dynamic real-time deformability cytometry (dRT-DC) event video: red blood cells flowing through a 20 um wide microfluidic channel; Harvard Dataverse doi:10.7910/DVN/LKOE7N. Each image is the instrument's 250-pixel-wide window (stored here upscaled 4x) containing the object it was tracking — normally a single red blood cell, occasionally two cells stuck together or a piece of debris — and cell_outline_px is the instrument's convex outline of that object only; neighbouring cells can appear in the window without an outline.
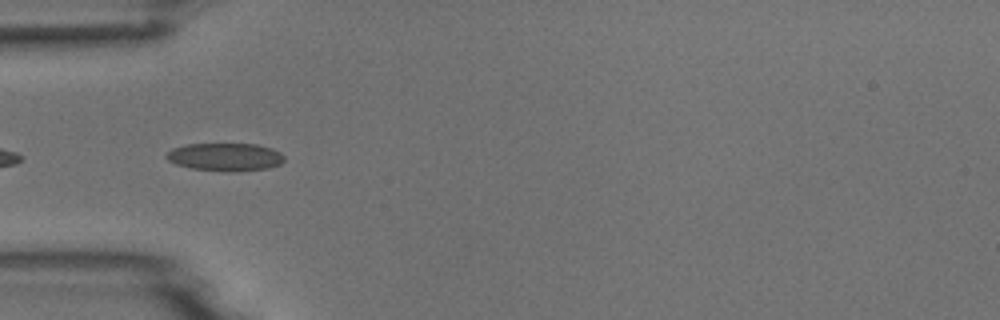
{"species": "common noctule bat (a hibernating species)", "species_latin": "Nyctalus noctula", "temperature_condition": "room temperature", "stored_images_in_passage": 5, "camera_frame_rate_fps": 3000, "um_per_image_px": 0.085, "animal": {"sex": "male", "body_mass_g": 18.8}, "frame": {"image": 1, "passage_image": 4, "time_ms": 3.333, "image_size_px": [1000, 320], "cell_outline_px": [[284, 160], [280, 164], [268, 168], [232, 172], [228, 172], [192, 168], [176, 164], [168, 160], [164, 156], [172, 148], [184, 144], [256, 144], [272, 148], [280, 152], [284, 156]], "centroid_in_image_um": [19.14, 13.34], "position_along_channel_um": 65.9, "area_um2": 19.25}}